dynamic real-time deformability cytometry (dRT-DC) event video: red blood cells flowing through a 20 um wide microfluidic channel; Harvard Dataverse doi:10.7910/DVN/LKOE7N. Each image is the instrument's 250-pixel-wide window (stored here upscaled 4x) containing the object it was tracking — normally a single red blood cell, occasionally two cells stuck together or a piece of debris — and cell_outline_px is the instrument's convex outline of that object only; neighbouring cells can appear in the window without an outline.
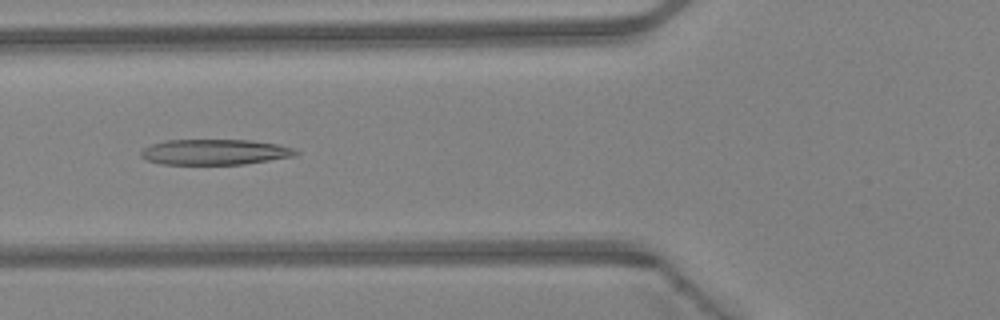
{"species": "Egyptian fruit bat (a non-hibernating species)", "species_latin": "Rousettus aegyptiacus", "temperature_condition": "warm", "stored_images_in_passage": 45, "camera_frame_rate_fps": 3000, "um_per_image_px": 0.085, "animal": {"sex": "female"}, "frame": {"image": 1, "passage_image": 17, "time_ms": 5.333, "image_size_px": [1000, 320], "cell_outline_px": [[300, 152], [296, 156], [244, 164], [160, 164], [144, 160], [140, 156], [140, 152], [144, 148], [152, 144], [164, 140], [252, 140], [276, 144], [292, 148]], "centroid_in_image_um": [18.23, 12.92], "position_along_channel_um": 107.6, "area_um2": 23.12}}
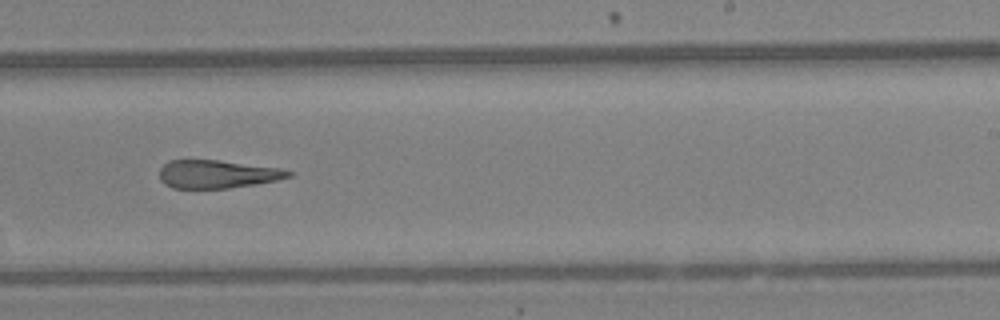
{"frame": {"image": 2, "passage_image": 28, "time_ms": 9.0, "image_size_px": [1000, 320], "cell_outline_px": [[292, 176], [276, 180], [256, 184], [228, 188], [172, 188], [164, 184], [160, 180], [160, 168], [168, 160], [220, 160], [280, 168], [292, 172]], "centroid_in_image_um": [18.45, 14.8], "position_along_channel_um": 270.6, "area_um2": 21.15}}
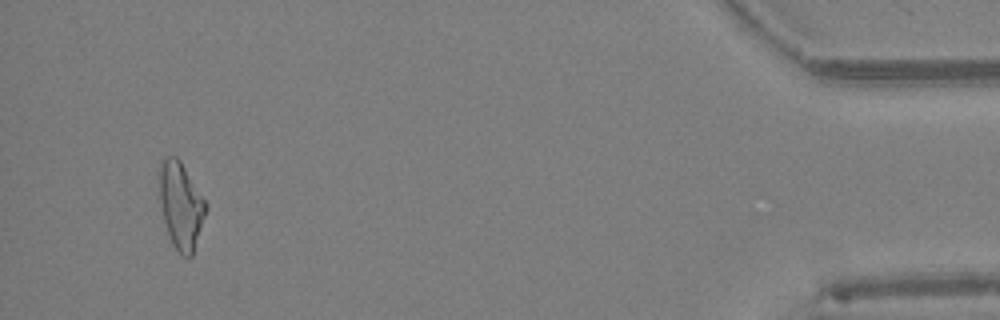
{"frame": {"image": 3, "passage_image": 43, "time_ms": 14.0, "image_size_px": [1000, 320], "cell_outline_px": [[208, 208], [192, 256], [180, 256], [172, 244], [164, 220], [160, 200], [160, 164], [168, 156], [176, 156], [180, 160], [208, 204]], "centroid_in_image_um": [15.41, 17.49], "position_along_channel_um": 419.8, "area_um2": 23.29}, "authors_computed_cell_mechanics": {"area_um2": 23.12, "velocity_mm_per_s": 4.4748, "shape_relaxation_time_tau1_ms": null, "shape_relaxation_time_tau2_ms": 4.5002, "deformation_change_tau1": null, "deformation_change_tau2": 0.2066}}